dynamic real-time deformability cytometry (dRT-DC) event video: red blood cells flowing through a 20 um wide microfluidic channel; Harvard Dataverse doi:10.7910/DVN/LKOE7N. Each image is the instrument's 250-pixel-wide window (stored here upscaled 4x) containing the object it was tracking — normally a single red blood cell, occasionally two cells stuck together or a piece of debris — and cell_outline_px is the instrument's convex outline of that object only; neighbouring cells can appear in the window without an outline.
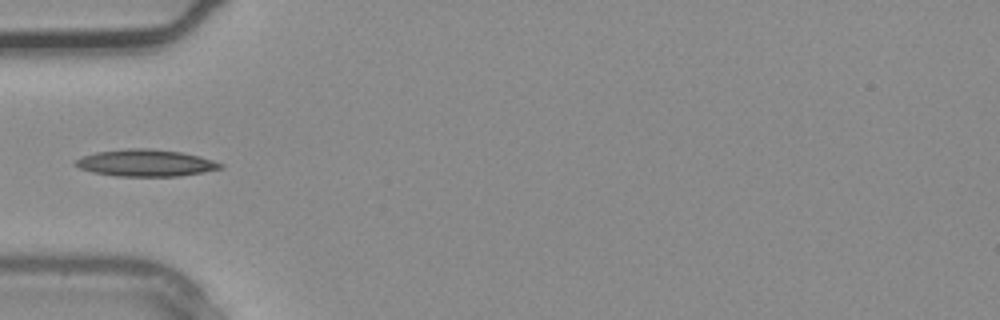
{"species": "common noctule bat (a hibernating species)", "species_latin": "Nyctalus noctula", "temperature_condition": "warm", "stored_images_in_passage": 26, "camera_frame_rate_fps": 3000, "um_per_image_px": 0.085, "animal": {"sex": "male", "body_mass_g": 20.4}, "frame": {"image": 1, "passage_image": 1, "time_ms": 0.0, "image_size_px": [1000, 320], "cell_outline_px": [[224, 168], [204, 172], [180, 176], [116, 176], [92, 172], [80, 168], [72, 164], [72, 160], [96, 152], [132, 148], [148, 148], [180, 152], [200, 156], [224, 164]], "centroid_in_image_um": [12.38, 13.85], "position_along_channel_um": 72.6, "area_um2": 22.77}}